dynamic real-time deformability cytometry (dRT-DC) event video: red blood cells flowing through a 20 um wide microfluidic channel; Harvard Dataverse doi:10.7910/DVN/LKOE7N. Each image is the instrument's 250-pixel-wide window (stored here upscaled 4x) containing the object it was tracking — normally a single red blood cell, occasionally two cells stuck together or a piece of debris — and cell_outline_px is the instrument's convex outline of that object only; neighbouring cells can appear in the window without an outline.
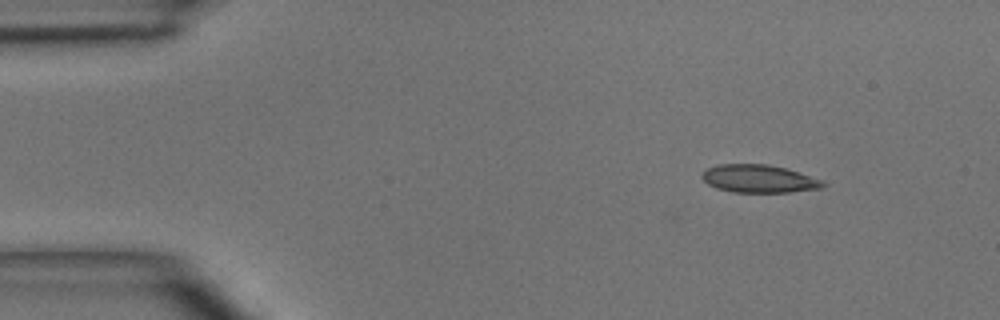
{"species": "common noctule bat (a hibernating species)", "species_latin": "Nyctalus noctula", "temperature_condition": "room temperature", "stored_images_in_passage": 4, "camera_frame_rate_fps": 3000, "um_per_image_px": 0.085, "animal": {"sex": "male", "body_mass_g": 15.6}, "frame": {"image": 1, "passage_image": 2, "time_ms": 1.333, "image_size_px": [1000, 320], "cell_outline_px": [[828, 184], [820, 188], [788, 192], [732, 192], [716, 188], [708, 184], [700, 176], [708, 168], [716, 164], [768, 164], [784, 168], [824, 180]], "centroid_in_image_um": [64.5, 15.19], "position_along_channel_um": 20.5, "area_um2": 19.59}}